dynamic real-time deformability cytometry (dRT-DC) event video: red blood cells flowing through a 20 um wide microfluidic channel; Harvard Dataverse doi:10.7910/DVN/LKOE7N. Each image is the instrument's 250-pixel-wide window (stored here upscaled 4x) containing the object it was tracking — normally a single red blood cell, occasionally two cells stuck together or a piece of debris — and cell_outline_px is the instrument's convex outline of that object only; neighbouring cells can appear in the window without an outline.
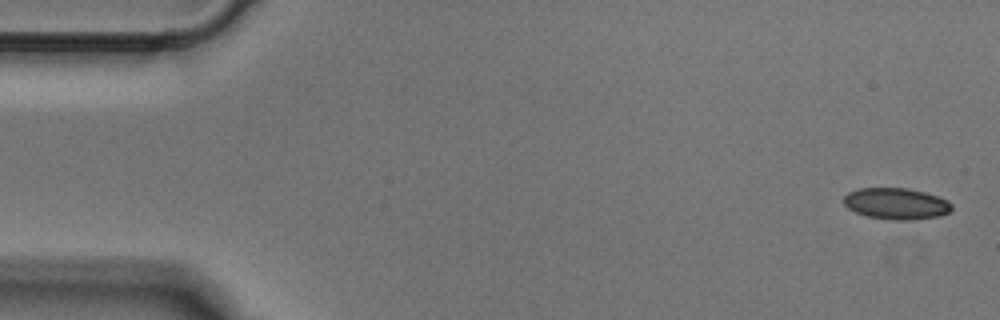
{"species": "Egyptian fruit bat (a non-hibernating species)", "species_latin": "Rousettus aegyptiacus", "temperature_condition": "cold", "stored_images_in_passage": 6, "camera_frame_rate_fps": 3000, "um_per_image_px": 0.085, "animal": {"sex": "male"}, "frame": {"image": 1, "passage_image": 1, "time_ms": 0.0, "image_size_px": [1000, 320], "cell_outline_px": [[952, 208], [948, 212], [940, 216], [908, 220], [892, 220], [868, 216], [856, 212], [848, 208], [844, 204], [844, 196], [848, 192], [860, 188], [908, 188], [940, 196], [948, 200], [952, 204]], "centroid_in_image_um": [76.2, 17.3], "position_along_channel_um": 8.8, "area_um2": 19.77}}
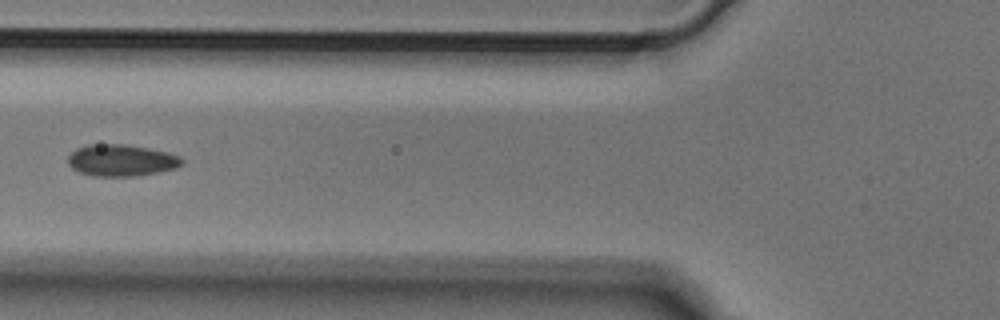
{"frame": {"image": 2, "passage_image": 5, "time_ms": 1.333, "image_size_px": [1000, 320], "cell_outline_px": [[184, 160], [176, 168], [156, 172], [132, 176], [92, 176], [80, 172], [72, 168], [68, 164], [68, 156], [76, 148], [88, 144], [124, 144], [148, 148], [168, 152], [180, 156]], "centroid_in_image_um": [10.28, 13.62], "position_along_channel_um": 115.5, "area_um2": 20.98}}
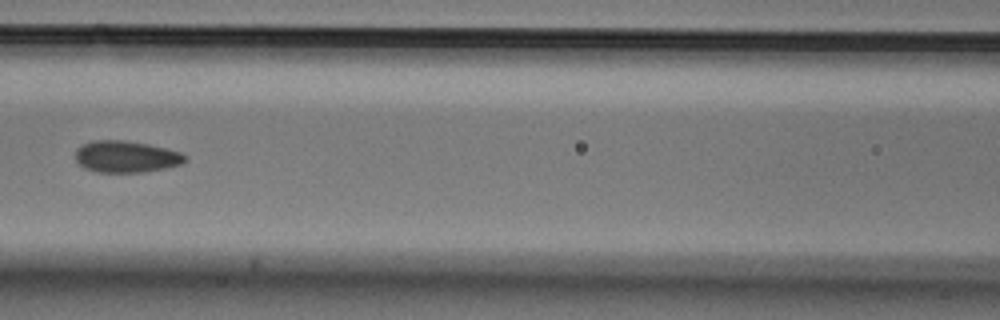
{"frame": {"image": 3, "passage_image": 6, "time_ms": 1.667, "image_size_px": [1000, 320], "cell_outline_px": [[188, 160], [180, 164], [164, 168], [144, 172], [96, 172], [84, 168], [76, 160], [76, 148], [92, 140], [124, 140], [148, 144], [180, 152], [188, 156]], "centroid_in_image_um": [10.72, 13.31], "position_along_channel_um": 155.9, "area_um2": 20.23}}